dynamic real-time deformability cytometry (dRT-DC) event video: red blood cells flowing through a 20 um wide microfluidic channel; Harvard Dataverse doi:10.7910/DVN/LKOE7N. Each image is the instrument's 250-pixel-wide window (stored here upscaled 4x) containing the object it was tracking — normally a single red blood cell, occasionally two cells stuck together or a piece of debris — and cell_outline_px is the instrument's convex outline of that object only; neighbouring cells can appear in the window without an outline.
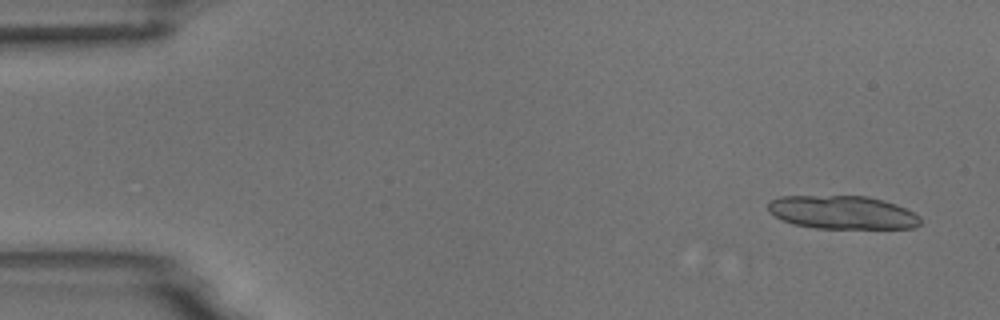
{"species": "common noctule bat (a hibernating species)", "species_latin": "Nyctalus noctula", "temperature_condition": "room temperature", "stored_images_in_passage": 26, "segment_of_instrument_passage": [1, 2], "camera_frame_rate_fps": 3000, "um_per_image_px": 0.085, "animal": {"sex": "male", "body_mass_g": 18.8}, "frame": {"image": 1, "passage_image": 3, "time_ms": 0.667, "image_size_px": [1000, 320], "cell_outline_px": [[920, 224], [912, 228], [816, 228], [792, 224], [768, 212], [768, 204], [772, 200], [780, 196], [868, 196], [884, 200], [896, 204], [920, 216]], "centroid_in_image_um": [71.6, 18.05], "position_along_channel_um": 13.4, "area_um2": 29.48}}